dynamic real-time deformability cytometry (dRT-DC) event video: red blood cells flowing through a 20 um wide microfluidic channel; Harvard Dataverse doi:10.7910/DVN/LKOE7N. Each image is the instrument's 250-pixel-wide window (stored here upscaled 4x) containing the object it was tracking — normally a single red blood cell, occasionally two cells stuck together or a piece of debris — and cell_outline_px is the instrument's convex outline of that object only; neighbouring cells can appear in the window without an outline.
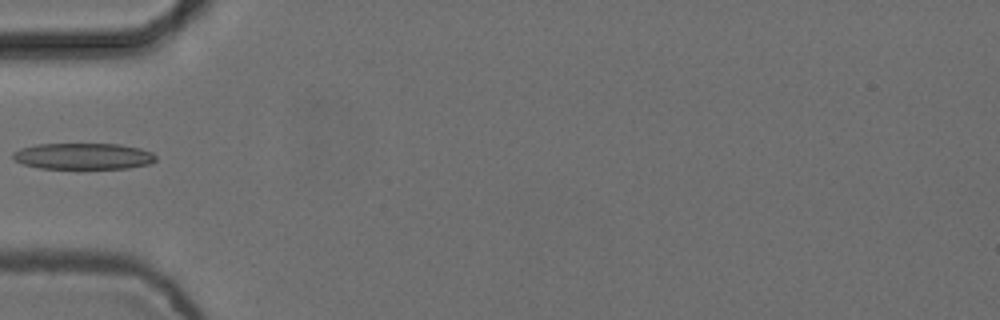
{"species": "common noctule bat (a hibernating species)", "species_latin": "Nyctalus noctula", "temperature_condition": "cold", "stored_images_in_passage": 2, "camera_frame_rate_fps": 3000, "um_per_image_px": 0.085, "animal": {"sex": "female", "body_mass_g": 24.6, "forearm_length_mm": 56.2}, "frame": {"image": 1, "passage_image": 2, "time_ms": 0.333, "image_size_px": [1000, 320], "cell_outline_px": [[156, 160], [148, 164], [128, 168], [40, 168], [24, 164], [16, 160], [12, 156], [12, 152], [20, 148], [36, 144], [120, 144], [140, 148], [152, 152], [156, 156]], "centroid_in_image_um": [7.08, 13.27], "position_along_channel_um": 77.9, "area_um2": 21.79}}